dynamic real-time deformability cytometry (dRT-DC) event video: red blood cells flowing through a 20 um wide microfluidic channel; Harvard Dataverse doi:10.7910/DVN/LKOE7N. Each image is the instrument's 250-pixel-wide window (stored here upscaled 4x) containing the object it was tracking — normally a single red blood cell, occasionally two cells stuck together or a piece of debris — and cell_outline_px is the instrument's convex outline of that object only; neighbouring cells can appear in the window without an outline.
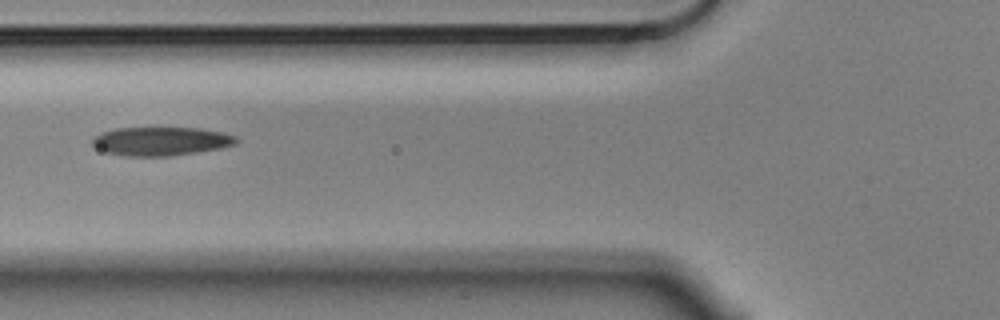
{"species": "Egyptian fruit bat (a non-hibernating species)", "species_latin": "Rousettus aegyptiacus", "temperature_condition": "cold", "stored_images_in_passage": 9, "camera_frame_rate_fps": 3000, "um_per_image_px": 0.085, "animal": {"sex": "male"}, "frame": {"image": 1, "passage_image": 6, "time_ms": 1.667, "image_size_px": [1000, 320], "cell_outline_px": [[240, 140], [236, 144], [220, 148], [196, 152], [168, 156], [124, 156], [104, 152], [96, 148], [92, 144], [92, 136], [100, 132], [116, 128], [200, 128], [224, 132], [236, 136]], "centroid_in_image_um": [13.66, 12.0], "position_along_channel_um": 112.1, "area_um2": 24.28}}
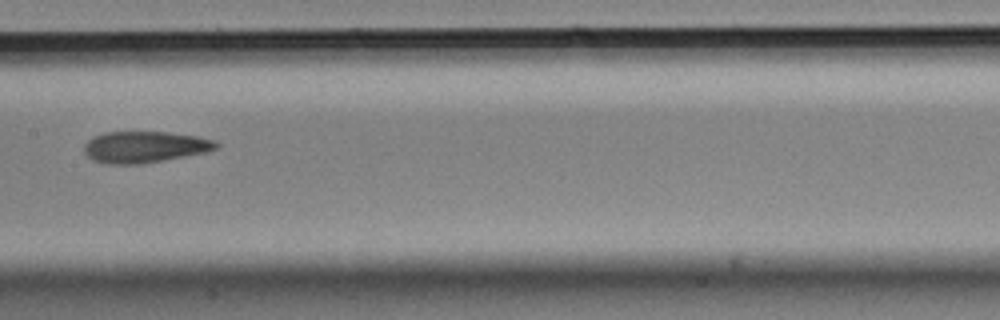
{"frame": {"image": 2, "passage_image": 8, "time_ms": 2.333, "image_size_px": [1000, 320], "cell_outline_px": [[220, 148], [208, 152], [136, 164], [108, 164], [92, 160], [84, 152], [84, 144], [88, 140], [104, 132], [168, 132], [196, 136], [216, 140], [220, 144]], "centroid_in_image_um": [12.33, 12.48], "position_along_channel_um": 195.1, "area_um2": 24.1}}
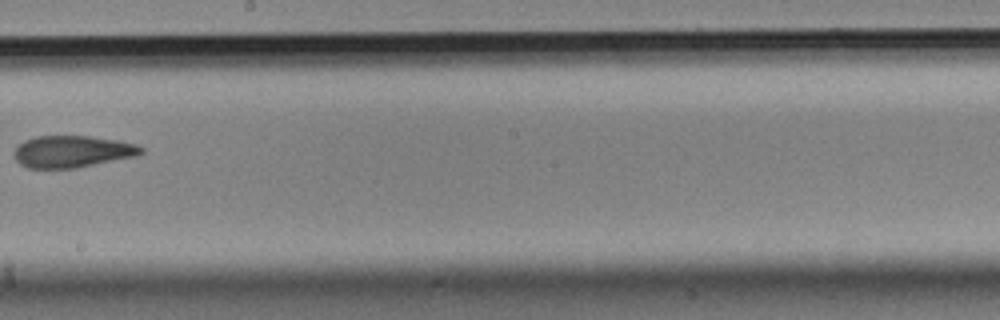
{"frame": {"image": 3, "passage_image": 9, "time_ms": 2.667, "image_size_px": [1000, 320], "cell_outline_px": [[144, 152], [136, 156], [76, 168], [28, 168], [20, 164], [16, 160], [12, 152], [16, 144], [24, 140], [36, 136], [88, 136], [120, 140], [136, 144], [144, 148]], "centroid_in_image_um": [6.12, 12.87], "position_along_channel_um": 242.1, "area_um2": 23.87}}